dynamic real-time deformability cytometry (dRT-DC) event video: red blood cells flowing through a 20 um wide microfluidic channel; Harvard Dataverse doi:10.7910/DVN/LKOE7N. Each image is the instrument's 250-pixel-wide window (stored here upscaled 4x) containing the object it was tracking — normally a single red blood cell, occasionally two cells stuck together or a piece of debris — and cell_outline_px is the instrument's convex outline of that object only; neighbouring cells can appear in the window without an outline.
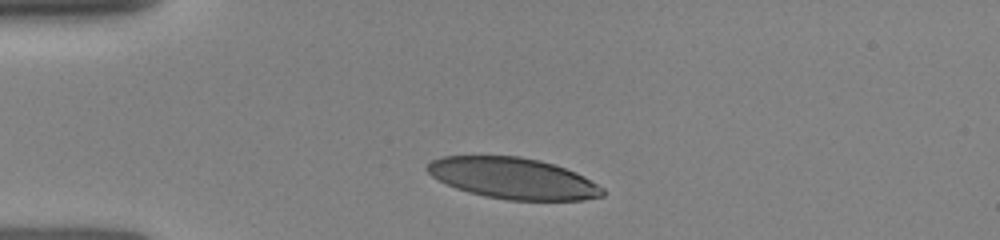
{"species": "human", "species_latin": "Homo sapiens", "temperature_condition": "room temperature", "stored_images_in_passage": 10, "camera_frame_rate_fps": 3000, "um_per_image_px": 0.085, "donor": {"sex": "female"}, "frame": {"image": 1, "passage_image": 1, "time_ms": 0.0, "image_size_px": [1000, 240], "cell_outline_px": [[604, 196], [584, 200], [508, 200], [484, 196], [468, 192], [456, 188], [432, 176], [424, 168], [424, 164], [432, 160], [444, 156], [520, 156], [540, 160], [576, 172], [584, 176], [604, 188]], "centroid_in_image_um": [43.61, 15.15], "position_along_channel_um": 41.4, "area_um2": 42.08}}
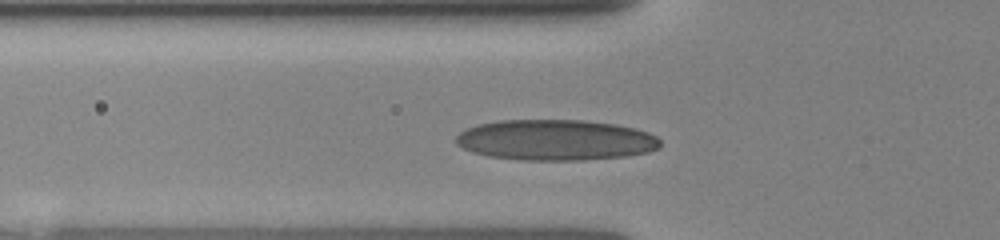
{"frame": {"image": 2, "passage_image": 5, "time_ms": 1.667, "image_size_px": [1000, 240], "cell_outline_px": [[660, 148], [648, 152], [624, 156], [584, 160], [524, 160], [488, 156], [472, 152], [456, 144], [456, 136], [460, 132], [476, 124], [500, 120], [584, 120], [616, 124], [636, 128], [648, 132], [656, 136], [660, 140]], "centroid_in_image_um": [47.23, 11.89], "position_along_channel_um": 78.6, "area_um2": 48.67}}
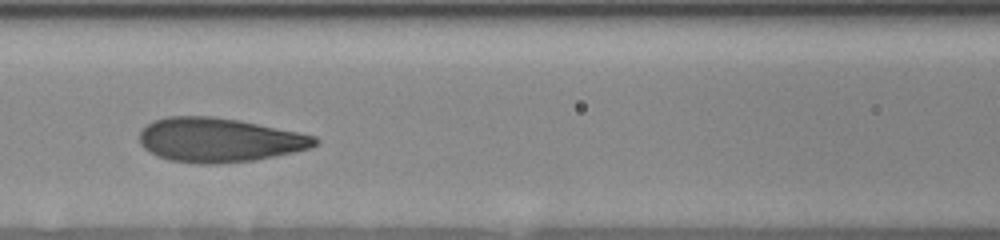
{"frame": {"image": 3, "passage_image": 9, "time_ms": 3.333, "image_size_px": [1000, 240], "cell_outline_px": [[320, 140], [316, 144], [308, 148], [292, 152], [256, 160], [216, 164], [200, 164], [168, 160], [144, 148], [140, 144], [140, 132], [152, 120], [168, 116], [208, 116], [236, 120], [316, 136]], "centroid_in_image_um": [18.59, 11.9], "position_along_channel_um": 148.0, "area_um2": 44.68}}